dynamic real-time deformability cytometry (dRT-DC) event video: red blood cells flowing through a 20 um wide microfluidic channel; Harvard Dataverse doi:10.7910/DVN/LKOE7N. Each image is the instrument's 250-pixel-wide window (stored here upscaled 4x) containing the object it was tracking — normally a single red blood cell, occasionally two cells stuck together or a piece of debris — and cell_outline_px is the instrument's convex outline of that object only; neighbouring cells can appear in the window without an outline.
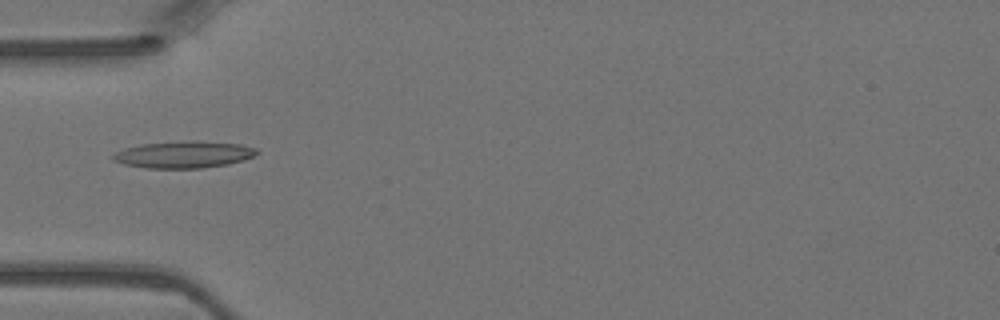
{"species": "Egyptian fruit bat (a non-hibernating species)", "species_latin": "Rousettus aegyptiacus", "temperature_condition": "warm", "stored_images_in_passage": 4, "camera_frame_rate_fps": 3000, "um_per_image_px": 0.085, "animal": {"sex": "female"}, "frame": {"image": 1, "passage_image": 3, "time_ms": 0.667, "image_size_px": [1000, 320], "cell_outline_px": [[260, 152], [244, 160], [228, 164], [200, 168], [148, 168], [124, 164], [112, 160], [112, 156], [116, 152], [124, 148], [140, 144], [192, 140], [196, 140], [240, 144], [256, 148]], "centroid_in_image_um": [15.62, 13.13], "position_along_channel_um": 69.4, "area_um2": 22.54}}
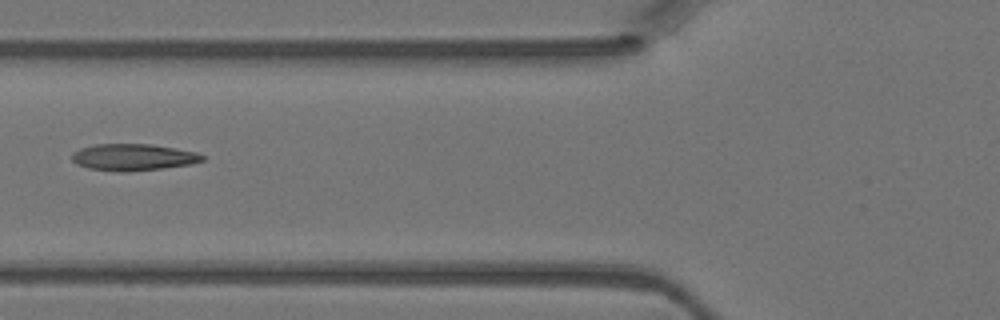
{"frame": {"image": 2, "passage_image": 4, "time_ms": 1.0, "image_size_px": [1000, 320], "cell_outline_px": [[204, 160], [192, 164], [164, 168], [128, 172], [120, 172], [88, 168], [76, 164], [72, 160], [72, 152], [80, 148], [96, 144], [152, 144], [176, 148], [196, 152], [204, 156]], "centroid_in_image_um": [11.32, 13.36], "position_along_channel_um": 114.5, "area_um2": 20.46}}